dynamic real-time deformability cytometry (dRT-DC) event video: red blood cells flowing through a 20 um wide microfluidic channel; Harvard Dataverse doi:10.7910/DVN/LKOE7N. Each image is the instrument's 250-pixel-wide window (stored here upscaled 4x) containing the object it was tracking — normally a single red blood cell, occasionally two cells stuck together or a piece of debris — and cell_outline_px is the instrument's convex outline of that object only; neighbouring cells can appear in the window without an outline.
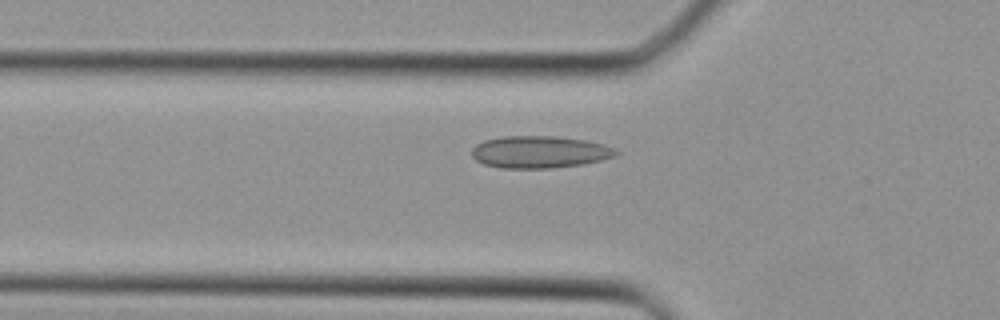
{"species": "Egyptian fruit bat (a non-hibernating species)", "species_latin": "Rousettus aegyptiacus", "temperature_condition": "cold", "stored_images_in_passage": 37, "camera_frame_rate_fps": 3000, "um_per_image_px": 0.085, "animal": {"sex": "female"}, "frame": {"image": 1, "passage_image": 14, "time_ms": 4.333, "image_size_px": [1000, 320], "cell_outline_px": [[620, 152], [616, 156], [584, 164], [552, 168], [500, 168], [484, 164], [476, 160], [472, 156], [472, 148], [476, 144], [484, 140], [500, 136], [556, 136], [584, 140], [604, 144]], "centroid_in_image_um": [45.85, 12.92], "position_along_channel_um": 80.0, "area_um2": 27.11}}
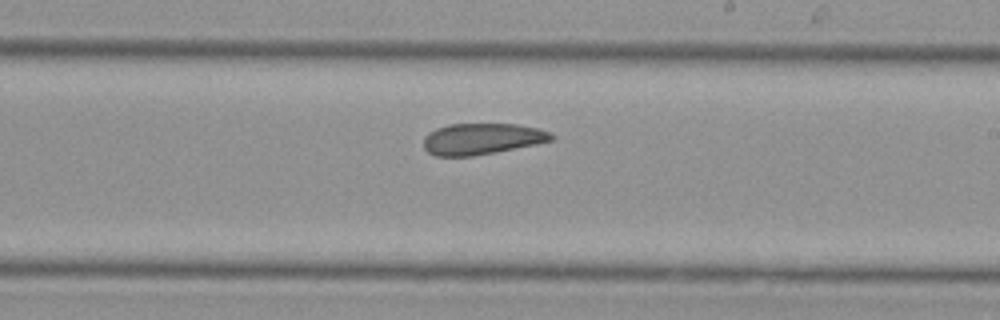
{"frame": {"image": 2, "passage_image": 24, "time_ms": 7.667, "image_size_px": [1000, 320], "cell_outline_px": [[556, 136], [552, 140], [536, 144], [496, 152], [472, 156], [436, 156], [428, 152], [424, 148], [424, 136], [428, 132], [436, 128], [448, 124], [516, 124], [540, 128]], "centroid_in_image_um": [40.95, 11.8], "position_along_channel_um": 248.1, "area_um2": 23.35}}
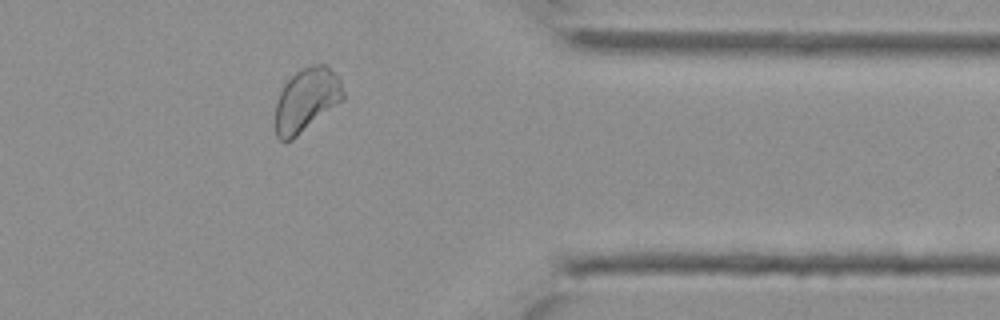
{"frame": {"image": 3, "passage_image": 33, "time_ms": 10.667, "image_size_px": [1000, 320], "cell_outline_px": [[344, 100], [292, 140], [280, 140], [276, 136], [276, 104], [280, 92], [284, 84], [300, 68], [312, 64], [328, 64], [340, 80], [344, 92]], "centroid_in_image_um": [26.07, 8.47], "position_along_channel_um": 385.3, "area_um2": 25.2}}